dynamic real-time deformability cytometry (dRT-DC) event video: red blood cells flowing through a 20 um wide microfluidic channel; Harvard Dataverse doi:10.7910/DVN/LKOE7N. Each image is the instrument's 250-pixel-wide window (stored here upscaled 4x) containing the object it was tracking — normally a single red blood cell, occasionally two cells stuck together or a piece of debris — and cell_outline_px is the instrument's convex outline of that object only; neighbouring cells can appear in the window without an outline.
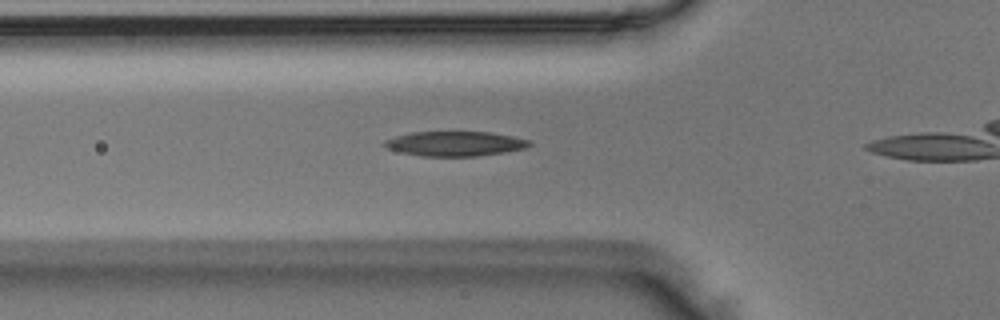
{"species": "Egyptian fruit bat (a non-hibernating species)", "species_latin": "Rousettus aegyptiacus", "temperature_condition": "room temperature", "stored_images_in_passage": 13, "camera_frame_rate_fps": 3000, "um_per_image_px": 0.085, "animal": {"sex": "male"}, "frame": {"image": 1, "passage_image": 8, "time_ms": 2.333, "image_size_px": [1000, 320], "cell_outline_px": [[532, 144], [524, 148], [504, 152], [476, 156], [420, 156], [400, 152], [388, 148], [380, 144], [384, 140], [396, 136], [412, 132], [488, 132], [512, 136], [532, 140]], "centroid_in_image_um": [38.65, 12.21], "position_along_channel_um": 87.1, "area_um2": 20.87}}
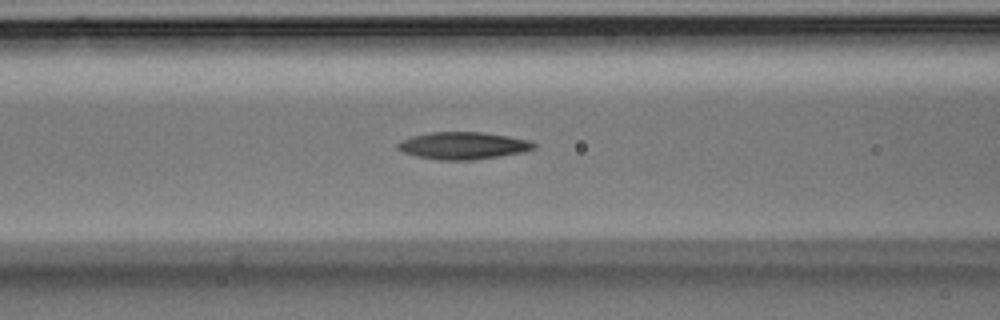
{"frame": {"image": 2, "passage_image": 11, "time_ms": 3.333, "image_size_px": [1000, 320], "cell_outline_px": [[536, 148], [524, 152], [472, 160], [436, 160], [416, 156], [404, 152], [396, 148], [396, 144], [400, 140], [412, 136], [428, 132], [480, 132], [508, 136], [528, 140], [536, 144]], "centroid_in_image_um": [39.33, 12.38], "position_along_channel_um": 127.3, "area_um2": 21.68}}